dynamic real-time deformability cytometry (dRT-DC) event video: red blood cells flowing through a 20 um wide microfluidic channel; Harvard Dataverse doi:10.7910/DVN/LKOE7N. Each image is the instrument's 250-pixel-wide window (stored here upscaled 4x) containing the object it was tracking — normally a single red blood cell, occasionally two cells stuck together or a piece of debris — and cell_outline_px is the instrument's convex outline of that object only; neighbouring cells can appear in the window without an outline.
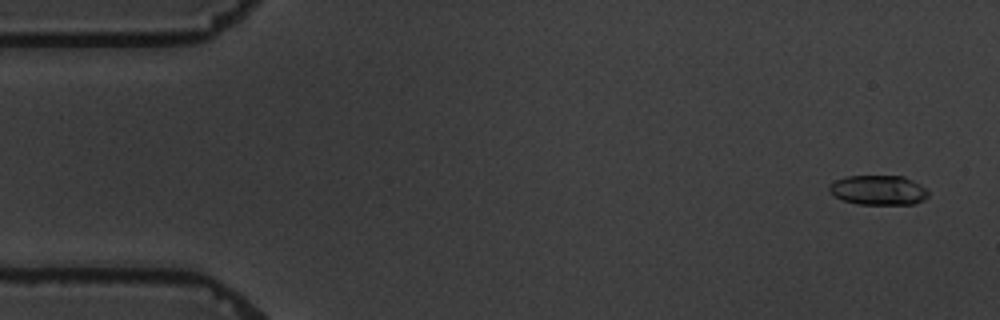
{"species": "common noctule bat (a hibernating species)", "species_latin": "Nyctalus noctula", "temperature_condition": "warm", "stored_images_in_passage": 5, "camera_frame_rate_fps": 3000, "um_per_image_px": 0.085, "animal": {"sex": "male", "body_mass_g": 19.5, "forearm_length_mm": 54.6}, "frame": {"image": 1, "passage_image": 1, "time_ms": 0.0, "image_size_px": [1000, 320], "cell_outline_px": [[928, 196], [924, 200], [916, 204], [856, 204], [844, 200], [836, 196], [828, 188], [836, 180], [848, 176], [904, 176], [920, 184], [928, 192]], "centroid_in_image_um": [74.71, 16.16], "position_along_channel_um": 10.3, "area_um2": 16.94}}
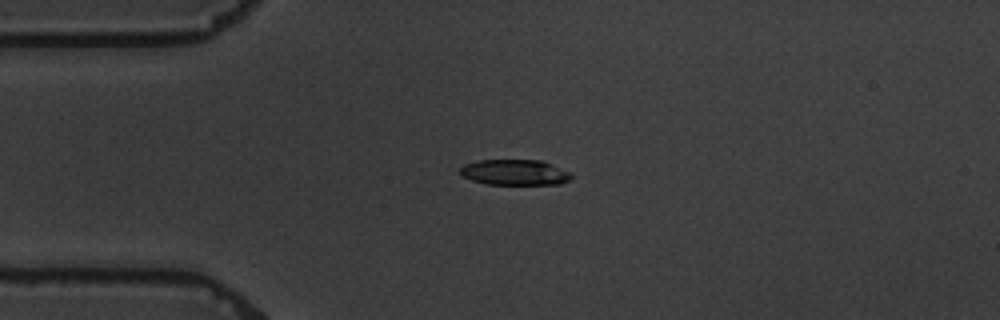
{"frame": {"image": 2, "passage_image": 4, "time_ms": 3.667, "image_size_px": [1000, 320], "cell_outline_px": [[572, 176], [568, 180], [560, 184], [488, 184], [472, 180], [464, 176], [460, 172], [460, 168], [464, 164], [480, 160], [540, 160], [552, 164], [572, 172]], "centroid_in_image_um": [43.79, 14.64], "position_along_channel_um": 41.2, "area_um2": 16.53}}